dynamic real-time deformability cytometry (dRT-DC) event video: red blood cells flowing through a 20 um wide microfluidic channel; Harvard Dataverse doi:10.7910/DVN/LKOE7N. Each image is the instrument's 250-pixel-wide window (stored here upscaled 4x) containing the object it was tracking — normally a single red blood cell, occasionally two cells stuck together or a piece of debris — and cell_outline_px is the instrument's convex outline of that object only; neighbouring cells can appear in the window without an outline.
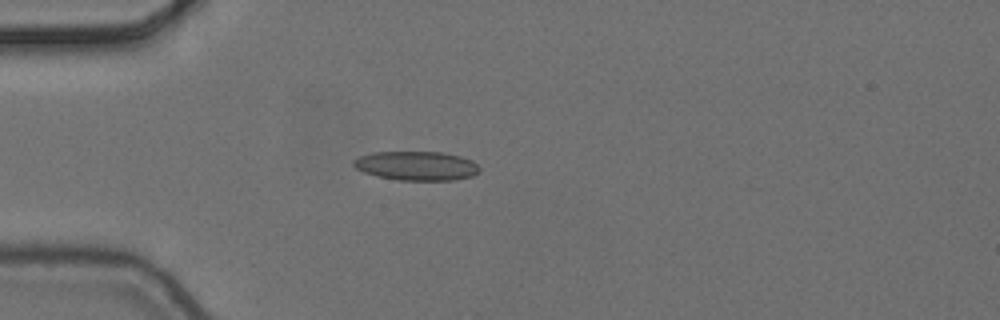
{"species": "common noctule bat (a hibernating species)", "species_latin": "Nyctalus noctula", "temperature_condition": "cold", "stored_images_in_passage": 4, "camera_frame_rate_fps": 3000, "um_per_image_px": 0.085, "animal": {"sex": "female", "body_mass_g": 24.6, "forearm_length_mm": 56.2}, "frame": {"image": 1, "passage_image": 4, "time_ms": 1.0, "image_size_px": [1000, 320], "cell_outline_px": [[480, 172], [472, 176], [452, 180], [396, 180], [376, 176], [364, 172], [356, 168], [352, 164], [352, 160], [360, 156], [372, 152], [444, 152], [460, 156], [472, 160], [480, 168]], "centroid_in_image_um": [35.4, 14.09], "position_along_channel_um": 49.6, "area_um2": 21.5}}